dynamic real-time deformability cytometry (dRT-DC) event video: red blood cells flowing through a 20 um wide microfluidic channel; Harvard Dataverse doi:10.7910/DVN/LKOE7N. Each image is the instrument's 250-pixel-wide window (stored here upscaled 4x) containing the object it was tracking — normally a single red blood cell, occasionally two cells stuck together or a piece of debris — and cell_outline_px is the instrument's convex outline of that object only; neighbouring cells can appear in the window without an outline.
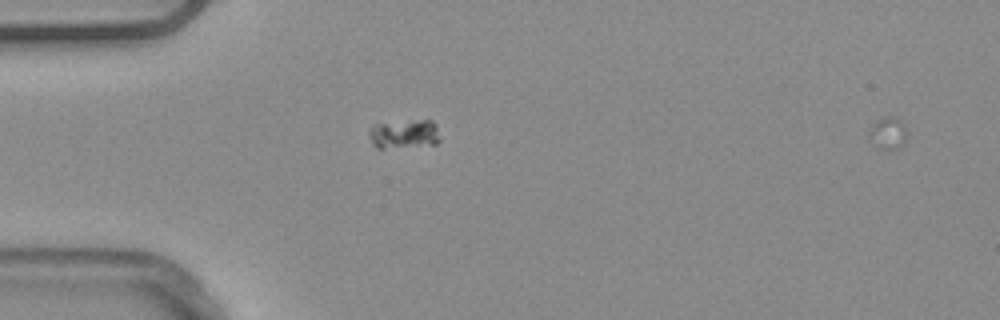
{"species": "common noctule bat (a hibernating species)", "species_latin": "Nyctalus noctula", "temperature_condition": "warm", "stored_images_in_passage": 42, "camera_frame_rate_fps": 3000, "um_per_image_px": 0.085, "animal": {"sex": "male", "body_mass_g": 20.4}, "frame": {"image": 1, "passage_image": 3, "time_ms": 0.667, "image_size_px": [1000, 320], "cell_outline_px": [[440, 140], [436, 144], [380, 148], [376, 148], [372, 144], [368, 132], [376, 124], [420, 120], [432, 120], [436, 128]], "centroid_in_image_um": [34.35, 11.4], "position_along_channel_um": 50.7, "area_um2": 11.62}}
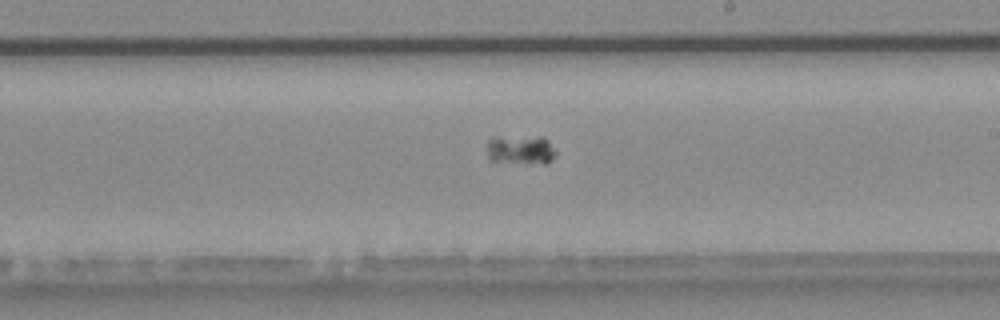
{"frame": {"image": 2, "passage_image": 19, "time_ms": 6.0, "image_size_px": [1000, 320], "cell_outline_px": [[556, 152], [552, 160], [544, 164], [488, 160], [488, 140], [492, 136], [544, 136], [548, 140]], "centroid_in_image_um": [44.26, 12.7], "position_along_channel_um": 244.7, "area_um2": 11.91}}
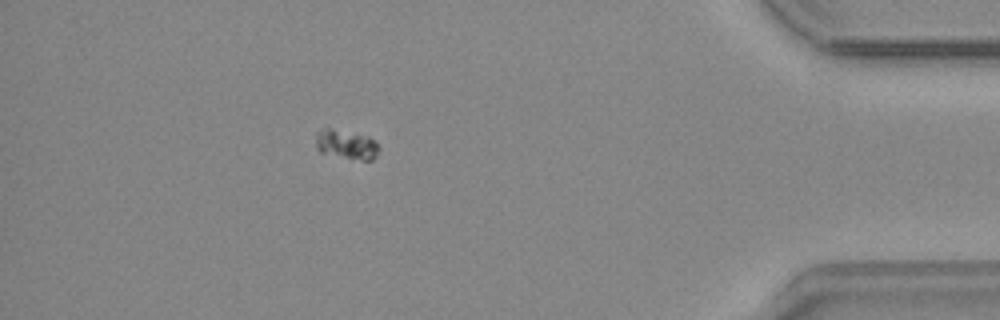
{"frame": {"image": 3, "passage_image": 35, "time_ms": 11.333, "image_size_px": [1000, 320], "cell_outline_px": [[380, 148], [376, 156], [372, 160], [364, 160], [320, 152], [316, 148], [316, 132], [328, 128], [332, 128], [368, 136]], "centroid_in_image_um": [29.43, 12.27], "position_along_channel_um": 405.8, "area_um2": 10.52}}